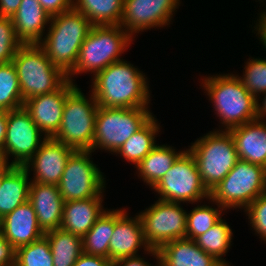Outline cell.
<instances>
[{
	"mask_svg": "<svg viewBox=\"0 0 266 266\" xmlns=\"http://www.w3.org/2000/svg\"><path fill=\"white\" fill-rule=\"evenodd\" d=\"M146 79L138 68L120 60L94 76L91 92L101 107H149L150 92Z\"/></svg>",
	"mask_w": 266,
	"mask_h": 266,
	"instance_id": "obj_1",
	"label": "cell"
},
{
	"mask_svg": "<svg viewBox=\"0 0 266 266\" xmlns=\"http://www.w3.org/2000/svg\"><path fill=\"white\" fill-rule=\"evenodd\" d=\"M91 27L89 19L72 8L51 17L49 32L38 45L52 63L68 75L75 67L80 47Z\"/></svg>",
	"mask_w": 266,
	"mask_h": 266,
	"instance_id": "obj_2",
	"label": "cell"
},
{
	"mask_svg": "<svg viewBox=\"0 0 266 266\" xmlns=\"http://www.w3.org/2000/svg\"><path fill=\"white\" fill-rule=\"evenodd\" d=\"M204 83V84H203ZM225 131L257 119V99L246 90L238 75L223 74L202 80Z\"/></svg>",
	"mask_w": 266,
	"mask_h": 266,
	"instance_id": "obj_3",
	"label": "cell"
},
{
	"mask_svg": "<svg viewBox=\"0 0 266 266\" xmlns=\"http://www.w3.org/2000/svg\"><path fill=\"white\" fill-rule=\"evenodd\" d=\"M132 39L120 25H92L80 47L75 67L67 78L73 82L71 76L83 72L95 76L110 64L123 60L119 57Z\"/></svg>",
	"mask_w": 266,
	"mask_h": 266,
	"instance_id": "obj_4",
	"label": "cell"
},
{
	"mask_svg": "<svg viewBox=\"0 0 266 266\" xmlns=\"http://www.w3.org/2000/svg\"><path fill=\"white\" fill-rule=\"evenodd\" d=\"M23 101L58 90L67 75L55 66L38 44H23L12 60Z\"/></svg>",
	"mask_w": 266,
	"mask_h": 266,
	"instance_id": "obj_5",
	"label": "cell"
},
{
	"mask_svg": "<svg viewBox=\"0 0 266 266\" xmlns=\"http://www.w3.org/2000/svg\"><path fill=\"white\" fill-rule=\"evenodd\" d=\"M193 155L201 179L210 192L239 160L229 131H210L188 149Z\"/></svg>",
	"mask_w": 266,
	"mask_h": 266,
	"instance_id": "obj_6",
	"label": "cell"
},
{
	"mask_svg": "<svg viewBox=\"0 0 266 266\" xmlns=\"http://www.w3.org/2000/svg\"><path fill=\"white\" fill-rule=\"evenodd\" d=\"M98 104L93 93L88 100L76 87L66 98L63 116L54 140L76 151H91Z\"/></svg>",
	"mask_w": 266,
	"mask_h": 266,
	"instance_id": "obj_7",
	"label": "cell"
},
{
	"mask_svg": "<svg viewBox=\"0 0 266 266\" xmlns=\"http://www.w3.org/2000/svg\"><path fill=\"white\" fill-rule=\"evenodd\" d=\"M266 192V168L238 160L224 179L210 191L211 202L222 208L246 209Z\"/></svg>",
	"mask_w": 266,
	"mask_h": 266,
	"instance_id": "obj_8",
	"label": "cell"
},
{
	"mask_svg": "<svg viewBox=\"0 0 266 266\" xmlns=\"http://www.w3.org/2000/svg\"><path fill=\"white\" fill-rule=\"evenodd\" d=\"M153 117L148 107L108 108L99 106L96 113L93 146L116 153L136 131Z\"/></svg>",
	"mask_w": 266,
	"mask_h": 266,
	"instance_id": "obj_9",
	"label": "cell"
},
{
	"mask_svg": "<svg viewBox=\"0 0 266 266\" xmlns=\"http://www.w3.org/2000/svg\"><path fill=\"white\" fill-rule=\"evenodd\" d=\"M153 189L160 194L158 200L167 202L194 203L210 198V192L201 179L196 161L187 149L177 157Z\"/></svg>",
	"mask_w": 266,
	"mask_h": 266,
	"instance_id": "obj_10",
	"label": "cell"
},
{
	"mask_svg": "<svg viewBox=\"0 0 266 266\" xmlns=\"http://www.w3.org/2000/svg\"><path fill=\"white\" fill-rule=\"evenodd\" d=\"M138 215L151 249L159 250L168 242L186 238L187 212L180 203L157 200Z\"/></svg>",
	"mask_w": 266,
	"mask_h": 266,
	"instance_id": "obj_11",
	"label": "cell"
},
{
	"mask_svg": "<svg viewBox=\"0 0 266 266\" xmlns=\"http://www.w3.org/2000/svg\"><path fill=\"white\" fill-rule=\"evenodd\" d=\"M92 151H74L68 158L58 184L65 202L100 197L105 188V178L90 160Z\"/></svg>",
	"mask_w": 266,
	"mask_h": 266,
	"instance_id": "obj_12",
	"label": "cell"
},
{
	"mask_svg": "<svg viewBox=\"0 0 266 266\" xmlns=\"http://www.w3.org/2000/svg\"><path fill=\"white\" fill-rule=\"evenodd\" d=\"M32 120L29 112L24 108L7 111V130L3 151L8 156L15 157L12 166H24L37 152L47 138Z\"/></svg>",
	"mask_w": 266,
	"mask_h": 266,
	"instance_id": "obj_13",
	"label": "cell"
},
{
	"mask_svg": "<svg viewBox=\"0 0 266 266\" xmlns=\"http://www.w3.org/2000/svg\"><path fill=\"white\" fill-rule=\"evenodd\" d=\"M180 0H124L120 26L131 36L170 24ZM169 22V23H168Z\"/></svg>",
	"mask_w": 266,
	"mask_h": 266,
	"instance_id": "obj_14",
	"label": "cell"
},
{
	"mask_svg": "<svg viewBox=\"0 0 266 266\" xmlns=\"http://www.w3.org/2000/svg\"><path fill=\"white\" fill-rule=\"evenodd\" d=\"M141 246L160 264L158 250L151 249L145 241L140 216L136 215L133 219L129 218L125 209L115 210V226L109 243V259L113 262L120 258L138 256L137 252Z\"/></svg>",
	"mask_w": 266,
	"mask_h": 266,
	"instance_id": "obj_15",
	"label": "cell"
},
{
	"mask_svg": "<svg viewBox=\"0 0 266 266\" xmlns=\"http://www.w3.org/2000/svg\"><path fill=\"white\" fill-rule=\"evenodd\" d=\"M76 87L77 85L68 79L58 90L24 102L23 107L47 138H52L59 130L65 100Z\"/></svg>",
	"mask_w": 266,
	"mask_h": 266,
	"instance_id": "obj_16",
	"label": "cell"
},
{
	"mask_svg": "<svg viewBox=\"0 0 266 266\" xmlns=\"http://www.w3.org/2000/svg\"><path fill=\"white\" fill-rule=\"evenodd\" d=\"M72 148L53 138H46L37 152L23 166L28 172L33 170V182L58 185L63 175Z\"/></svg>",
	"mask_w": 266,
	"mask_h": 266,
	"instance_id": "obj_17",
	"label": "cell"
},
{
	"mask_svg": "<svg viewBox=\"0 0 266 266\" xmlns=\"http://www.w3.org/2000/svg\"><path fill=\"white\" fill-rule=\"evenodd\" d=\"M0 231L15 250L39 240L45 234L29 201L0 219Z\"/></svg>",
	"mask_w": 266,
	"mask_h": 266,
	"instance_id": "obj_18",
	"label": "cell"
},
{
	"mask_svg": "<svg viewBox=\"0 0 266 266\" xmlns=\"http://www.w3.org/2000/svg\"><path fill=\"white\" fill-rule=\"evenodd\" d=\"M28 201L32 204L44 233L60 228L65 201L58 185L30 181Z\"/></svg>",
	"mask_w": 266,
	"mask_h": 266,
	"instance_id": "obj_19",
	"label": "cell"
},
{
	"mask_svg": "<svg viewBox=\"0 0 266 266\" xmlns=\"http://www.w3.org/2000/svg\"><path fill=\"white\" fill-rule=\"evenodd\" d=\"M255 119L229 130L239 160L266 168V121Z\"/></svg>",
	"mask_w": 266,
	"mask_h": 266,
	"instance_id": "obj_20",
	"label": "cell"
},
{
	"mask_svg": "<svg viewBox=\"0 0 266 266\" xmlns=\"http://www.w3.org/2000/svg\"><path fill=\"white\" fill-rule=\"evenodd\" d=\"M17 38L22 44H38L51 16L38 0H22L17 12L11 17Z\"/></svg>",
	"mask_w": 266,
	"mask_h": 266,
	"instance_id": "obj_21",
	"label": "cell"
},
{
	"mask_svg": "<svg viewBox=\"0 0 266 266\" xmlns=\"http://www.w3.org/2000/svg\"><path fill=\"white\" fill-rule=\"evenodd\" d=\"M102 195L64 202L60 228L83 237L104 213Z\"/></svg>",
	"mask_w": 266,
	"mask_h": 266,
	"instance_id": "obj_22",
	"label": "cell"
},
{
	"mask_svg": "<svg viewBox=\"0 0 266 266\" xmlns=\"http://www.w3.org/2000/svg\"><path fill=\"white\" fill-rule=\"evenodd\" d=\"M158 252L160 266H223L189 238L168 242Z\"/></svg>",
	"mask_w": 266,
	"mask_h": 266,
	"instance_id": "obj_23",
	"label": "cell"
},
{
	"mask_svg": "<svg viewBox=\"0 0 266 266\" xmlns=\"http://www.w3.org/2000/svg\"><path fill=\"white\" fill-rule=\"evenodd\" d=\"M29 172L23 166H10L2 172L0 219L24 204L29 198Z\"/></svg>",
	"mask_w": 266,
	"mask_h": 266,
	"instance_id": "obj_24",
	"label": "cell"
},
{
	"mask_svg": "<svg viewBox=\"0 0 266 266\" xmlns=\"http://www.w3.org/2000/svg\"><path fill=\"white\" fill-rule=\"evenodd\" d=\"M182 152L177 153L171 146L156 145L136 166L139 175L147 185L153 188Z\"/></svg>",
	"mask_w": 266,
	"mask_h": 266,
	"instance_id": "obj_25",
	"label": "cell"
},
{
	"mask_svg": "<svg viewBox=\"0 0 266 266\" xmlns=\"http://www.w3.org/2000/svg\"><path fill=\"white\" fill-rule=\"evenodd\" d=\"M50 243L53 266H73L83 253L82 237L61 228L44 234Z\"/></svg>",
	"mask_w": 266,
	"mask_h": 266,
	"instance_id": "obj_26",
	"label": "cell"
},
{
	"mask_svg": "<svg viewBox=\"0 0 266 266\" xmlns=\"http://www.w3.org/2000/svg\"><path fill=\"white\" fill-rule=\"evenodd\" d=\"M124 0H73V8L92 25H120Z\"/></svg>",
	"mask_w": 266,
	"mask_h": 266,
	"instance_id": "obj_27",
	"label": "cell"
},
{
	"mask_svg": "<svg viewBox=\"0 0 266 266\" xmlns=\"http://www.w3.org/2000/svg\"><path fill=\"white\" fill-rule=\"evenodd\" d=\"M114 226L115 210L105 209L93 227L82 237L83 253L109 259V243Z\"/></svg>",
	"mask_w": 266,
	"mask_h": 266,
	"instance_id": "obj_28",
	"label": "cell"
},
{
	"mask_svg": "<svg viewBox=\"0 0 266 266\" xmlns=\"http://www.w3.org/2000/svg\"><path fill=\"white\" fill-rule=\"evenodd\" d=\"M159 124L153 116L141 129L136 131L116 152L125 160L137 166L156 146L155 135L158 134Z\"/></svg>",
	"mask_w": 266,
	"mask_h": 266,
	"instance_id": "obj_29",
	"label": "cell"
},
{
	"mask_svg": "<svg viewBox=\"0 0 266 266\" xmlns=\"http://www.w3.org/2000/svg\"><path fill=\"white\" fill-rule=\"evenodd\" d=\"M232 235V229L221 218L213 227L196 237L194 241L204 252L212 255L223 266H230L222 256L226 255L230 248Z\"/></svg>",
	"mask_w": 266,
	"mask_h": 266,
	"instance_id": "obj_30",
	"label": "cell"
},
{
	"mask_svg": "<svg viewBox=\"0 0 266 266\" xmlns=\"http://www.w3.org/2000/svg\"><path fill=\"white\" fill-rule=\"evenodd\" d=\"M23 105L15 65L12 61L0 63V110L10 111Z\"/></svg>",
	"mask_w": 266,
	"mask_h": 266,
	"instance_id": "obj_31",
	"label": "cell"
},
{
	"mask_svg": "<svg viewBox=\"0 0 266 266\" xmlns=\"http://www.w3.org/2000/svg\"><path fill=\"white\" fill-rule=\"evenodd\" d=\"M16 266H53L50 243L45 236L15 250Z\"/></svg>",
	"mask_w": 266,
	"mask_h": 266,
	"instance_id": "obj_32",
	"label": "cell"
},
{
	"mask_svg": "<svg viewBox=\"0 0 266 266\" xmlns=\"http://www.w3.org/2000/svg\"><path fill=\"white\" fill-rule=\"evenodd\" d=\"M212 208L207 205L197 206L187 214L186 238L194 240L213 227L222 217L225 210L220 205Z\"/></svg>",
	"mask_w": 266,
	"mask_h": 266,
	"instance_id": "obj_33",
	"label": "cell"
},
{
	"mask_svg": "<svg viewBox=\"0 0 266 266\" xmlns=\"http://www.w3.org/2000/svg\"><path fill=\"white\" fill-rule=\"evenodd\" d=\"M243 77H238L243 86L256 99L259 94L266 92V59H249L245 65Z\"/></svg>",
	"mask_w": 266,
	"mask_h": 266,
	"instance_id": "obj_34",
	"label": "cell"
},
{
	"mask_svg": "<svg viewBox=\"0 0 266 266\" xmlns=\"http://www.w3.org/2000/svg\"><path fill=\"white\" fill-rule=\"evenodd\" d=\"M22 45L11 18L0 17V63L11 62Z\"/></svg>",
	"mask_w": 266,
	"mask_h": 266,
	"instance_id": "obj_35",
	"label": "cell"
},
{
	"mask_svg": "<svg viewBox=\"0 0 266 266\" xmlns=\"http://www.w3.org/2000/svg\"><path fill=\"white\" fill-rule=\"evenodd\" d=\"M245 211L255 232L266 241V192L255 199Z\"/></svg>",
	"mask_w": 266,
	"mask_h": 266,
	"instance_id": "obj_36",
	"label": "cell"
},
{
	"mask_svg": "<svg viewBox=\"0 0 266 266\" xmlns=\"http://www.w3.org/2000/svg\"><path fill=\"white\" fill-rule=\"evenodd\" d=\"M43 9L53 17L73 8V0H38Z\"/></svg>",
	"mask_w": 266,
	"mask_h": 266,
	"instance_id": "obj_37",
	"label": "cell"
},
{
	"mask_svg": "<svg viewBox=\"0 0 266 266\" xmlns=\"http://www.w3.org/2000/svg\"><path fill=\"white\" fill-rule=\"evenodd\" d=\"M15 264V249L3 237L0 231V266H13Z\"/></svg>",
	"mask_w": 266,
	"mask_h": 266,
	"instance_id": "obj_38",
	"label": "cell"
},
{
	"mask_svg": "<svg viewBox=\"0 0 266 266\" xmlns=\"http://www.w3.org/2000/svg\"><path fill=\"white\" fill-rule=\"evenodd\" d=\"M110 259L82 253L73 266H112Z\"/></svg>",
	"mask_w": 266,
	"mask_h": 266,
	"instance_id": "obj_39",
	"label": "cell"
},
{
	"mask_svg": "<svg viewBox=\"0 0 266 266\" xmlns=\"http://www.w3.org/2000/svg\"><path fill=\"white\" fill-rule=\"evenodd\" d=\"M22 0H0V17L11 18L18 10Z\"/></svg>",
	"mask_w": 266,
	"mask_h": 266,
	"instance_id": "obj_40",
	"label": "cell"
},
{
	"mask_svg": "<svg viewBox=\"0 0 266 266\" xmlns=\"http://www.w3.org/2000/svg\"><path fill=\"white\" fill-rule=\"evenodd\" d=\"M112 266H151V264L140 258V256H134L117 259L113 261ZM155 266H160V264Z\"/></svg>",
	"mask_w": 266,
	"mask_h": 266,
	"instance_id": "obj_41",
	"label": "cell"
},
{
	"mask_svg": "<svg viewBox=\"0 0 266 266\" xmlns=\"http://www.w3.org/2000/svg\"><path fill=\"white\" fill-rule=\"evenodd\" d=\"M256 31H258V35L260 36V41L266 48V12L260 13V17L258 20V24L256 23L255 27Z\"/></svg>",
	"mask_w": 266,
	"mask_h": 266,
	"instance_id": "obj_42",
	"label": "cell"
},
{
	"mask_svg": "<svg viewBox=\"0 0 266 266\" xmlns=\"http://www.w3.org/2000/svg\"><path fill=\"white\" fill-rule=\"evenodd\" d=\"M7 130V111L0 110V149L3 150Z\"/></svg>",
	"mask_w": 266,
	"mask_h": 266,
	"instance_id": "obj_43",
	"label": "cell"
},
{
	"mask_svg": "<svg viewBox=\"0 0 266 266\" xmlns=\"http://www.w3.org/2000/svg\"><path fill=\"white\" fill-rule=\"evenodd\" d=\"M265 97L263 98L262 105L259 104V100L257 98V119H262L266 116V92H264Z\"/></svg>",
	"mask_w": 266,
	"mask_h": 266,
	"instance_id": "obj_44",
	"label": "cell"
},
{
	"mask_svg": "<svg viewBox=\"0 0 266 266\" xmlns=\"http://www.w3.org/2000/svg\"><path fill=\"white\" fill-rule=\"evenodd\" d=\"M11 166V163L7 161L5 152L0 149V173L6 171Z\"/></svg>",
	"mask_w": 266,
	"mask_h": 266,
	"instance_id": "obj_45",
	"label": "cell"
},
{
	"mask_svg": "<svg viewBox=\"0 0 266 266\" xmlns=\"http://www.w3.org/2000/svg\"><path fill=\"white\" fill-rule=\"evenodd\" d=\"M1 183H2V173H0V189H1Z\"/></svg>",
	"mask_w": 266,
	"mask_h": 266,
	"instance_id": "obj_46",
	"label": "cell"
}]
</instances>
